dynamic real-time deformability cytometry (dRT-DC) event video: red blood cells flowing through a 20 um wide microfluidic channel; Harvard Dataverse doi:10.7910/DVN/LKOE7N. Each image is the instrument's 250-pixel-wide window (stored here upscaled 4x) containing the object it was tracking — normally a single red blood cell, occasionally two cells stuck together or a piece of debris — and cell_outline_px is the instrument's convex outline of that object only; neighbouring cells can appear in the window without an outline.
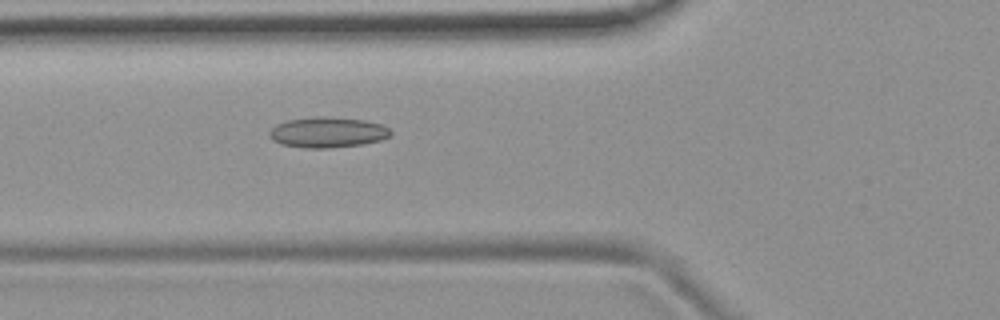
{"species": "common noctule bat (a hibernating species)", "species_latin": "Nyctalus noctula", "temperature_condition": "room temperature", "stored_images_in_passage": 54, "camera_frame_rate_fps": 3000, "um_per_image_px": 0.085, "animal": {"sex": "female", "body_mass_g": 19.9}, "frame": {"image": 1, "passage_image": 20, "time_ms": 6.333, "image_size_px": [1000, 320], "cell_outline_px": [[392, 132], [388, 136], [380, 140], [360, 144], [328, 148], [308, 148], [280, 144], [272, 140], [268, 132], [276, 124], [288, 120], [316, 116], [320, 116], [364, 120], [380, 124], [388, 128]], "centroid_in_image_um": [27.8, 11.24], "position_along_channel_um": 98.0, "area_um2": 21.33}}
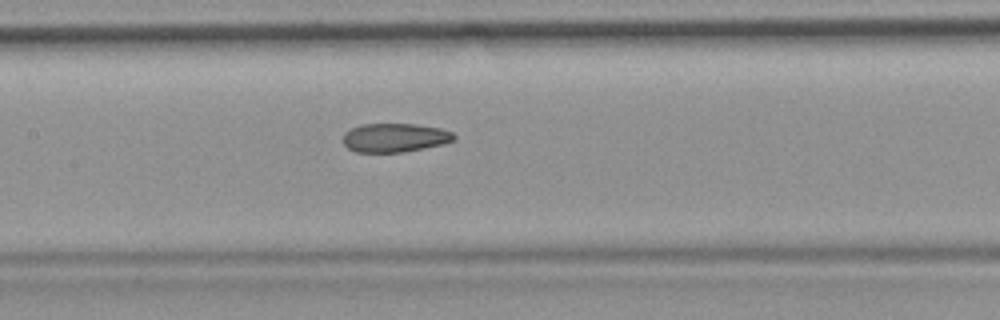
{"frame": {"image": 2, "passage_image": 26, "time_ms": 8.333, "image_size_px": [1000, 320], "cell_outline_px": [[456, 136], [452, 140], [444, 144], [404, 152], [356, 152], [348, 148], [344, 144], [344, 132], [360, 124], [416, 124], [440, 128], [452, 132]], "centroid_in_image_um": [33.55, 11.7], "position_along_channel_um": 173.8, "area_um2": 18.61}}
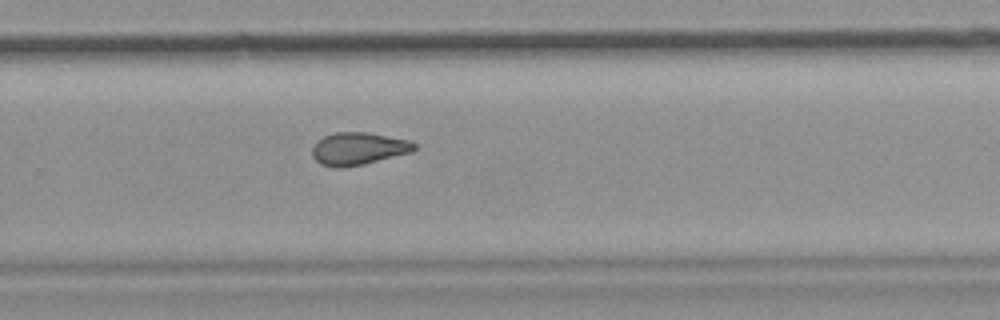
{"frame": {"image": 3, "passage_image": 36, "time_ms": 11.667, "image_size_px": [1000, 320], "cell_outline_px": [[416, 148], [412, 152], [364, 164], [340, 168], [336, 168], [320, 164], [312, 156], [312, 148], [324, 136], [336, 132], [368, 132], [408, 140], [416, 144]], "centroid_in_image_um": [30.46, 12.64], "position_along_channel_um": 299.3, "area_um2": 19.25}, "authors_computed_cell_mechanics": {"area_um2": 19.7965, "velocity_mm_per_s": 3.7851, "shape_relaxation_time_tau1_ms": null, "shape_relaxation_time_tau2_ms": 2.6696, "deformation_change_tau1": null, "deformation_change_tau2": 0.0977}}